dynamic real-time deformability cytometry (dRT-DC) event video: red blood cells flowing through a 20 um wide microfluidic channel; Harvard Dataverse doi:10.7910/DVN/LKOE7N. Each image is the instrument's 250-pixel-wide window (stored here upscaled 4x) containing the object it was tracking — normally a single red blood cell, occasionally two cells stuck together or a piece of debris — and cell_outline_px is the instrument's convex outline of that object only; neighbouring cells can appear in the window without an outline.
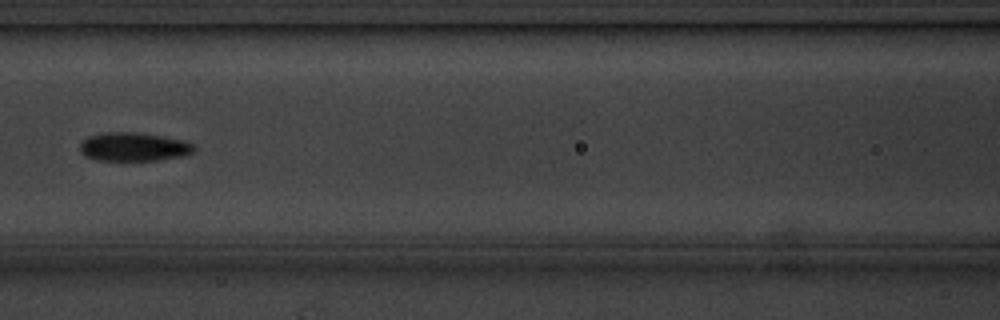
{"species": "common noctule bat (a hibernating species)", "species_latin": "Nyctalus noctula", "temperature_condition": "cold", "stored_images_in_passage": 6, "camera_frame_rate_fps": 3000, "um_per_image_px": 0.085, "animal": {"sex": "male", "body_mass_g": 20.1, "forearm_length_mm": 53.5}, "frame": {"image": 1, "passage_image": 6, "time_ms": 6.0, "image_size_px": [1000, 320], "cell_outline_px": [[196, 152], [184, 156], [156, 160], [96, 160], [84, 156], [80, 152], [80, 144], [88, 136], [104, 132], [136, 132], [184, 140], [196, 144]], "centroid_in_image_um": [11.4, 12.48], "position_along_channel_um": 155.2, "area_um2": 19.25}}